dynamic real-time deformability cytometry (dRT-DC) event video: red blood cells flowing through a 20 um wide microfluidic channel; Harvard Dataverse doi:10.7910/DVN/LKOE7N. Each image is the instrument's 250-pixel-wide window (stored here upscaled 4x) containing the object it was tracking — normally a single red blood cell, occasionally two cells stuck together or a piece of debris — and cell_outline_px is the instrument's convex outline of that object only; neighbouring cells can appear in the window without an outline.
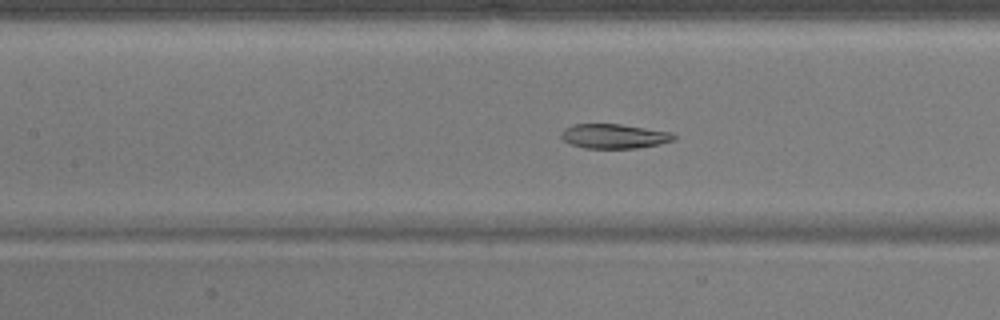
{"species": "common noctule bat (a hibernating species)", "species_latin": "Nyctalus noctula", "temperature_condition": "warm", "stored_images_in_passage": 36, "camera_frame_rate_fps": 3000, "um_per_image_px": 0.085, "animal": {"sex": "male", "body_mass_g": 17.9}, "frame": {"image": 1, "passage_image": 9, "time_ms": 2.667, "image_size_px": [1000, 320], "cell_outline_px": [[676, 140], [660, 144], [636, 148], [584, 148], [572, 144], [564, 140], [560, 136], [560, 132], [564, 128], [572, 124], [620, 124], [672, 132], [676, 136]], "centroid_in_image_um": [52.21, 11.57], "position_along_channel_um": 155.2, "area_um2": 16.18}}
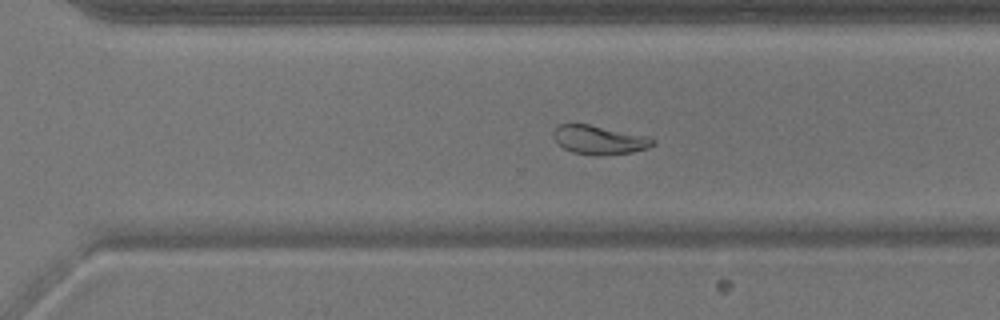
{"frame": {"image": 2, "passage_image": 22, "time_ms": 7.0, "image_size_px": [1000, 320], "cell_outline_px": [[656, 144], [648, 148], [632, 152], [600, 156], [592, 156], [572, 152], [564, 148], [556, 140], [552, 132], [560, 124], [588, 124], [648, 136], [656, 140]], "centroid_in_image_um": [50.98, 11.9], "position_along_channel_um": 319.6, "area_um2": 16.76}}
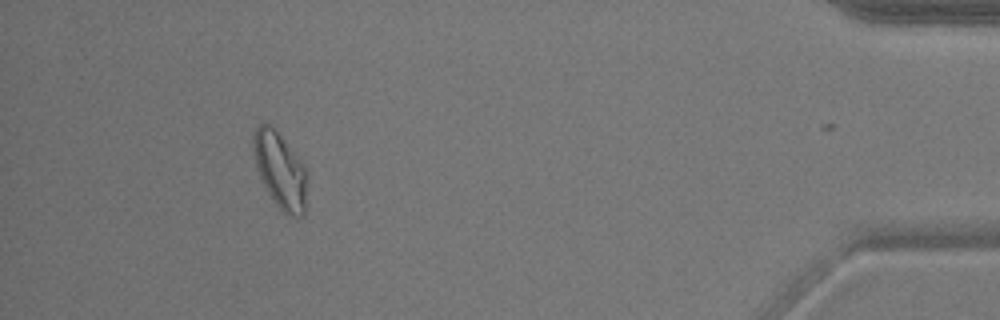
{"frame": {"image": 3, "passage_image": 34, "time_ms": 11.0, "image_size_px": [1000, 320], "cell_outline_px": [[308, 180], [304, 216], [288, 216], [276, 204], [268, 192], [256, 168], [252, 148], [252, 136], [256, 128], [264, 120], [272, 124], [276, 128], [304, 164], [308, 172]], "centroid_in_image_um": [23.83, 14.42], "position_along_channel_um": 411.4, "area_um2": 24.45}, "authors_computed_cell_mechanics": {"area_um2": 16.9065, "velocity_mm_per_s": 3.8023, "shape_relaxation_time_tau1_ms": 9.7803, "shape_relaxation_time_tau2_ms": 4.5462, "deformation_change_tau1": 0.2171, "deformation_change_tau2": 0.0876}}